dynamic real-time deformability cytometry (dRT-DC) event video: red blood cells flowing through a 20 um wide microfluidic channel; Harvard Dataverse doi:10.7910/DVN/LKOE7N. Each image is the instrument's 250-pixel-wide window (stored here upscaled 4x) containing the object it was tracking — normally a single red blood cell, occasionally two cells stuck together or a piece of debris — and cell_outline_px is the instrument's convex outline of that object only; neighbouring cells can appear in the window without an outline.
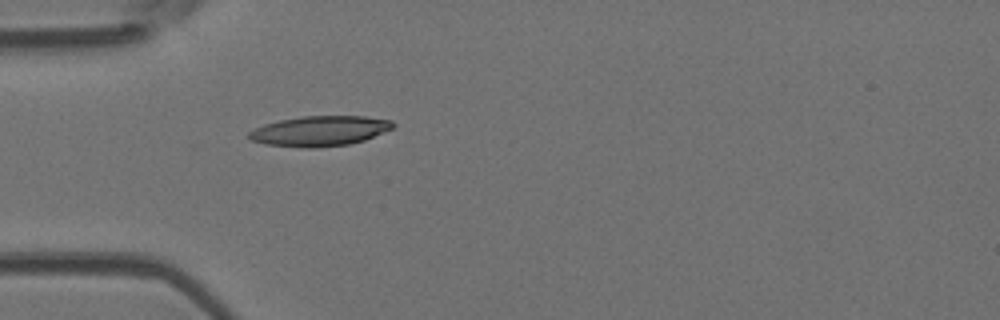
{"species": "Egyptian fruit bat (a non-hibernating species)", "species_latin": "Rousettus aegyptiacus", "temperature_condition": "room temperature", "stored_images_in_passage": 3, "camera_frame_rate_fps": 3000, "um_per_image_px": 0.085, "animal": {"sex": "female"}, "frame": {"image": 1, "passage_image": 3, "time_ms": 2.333, "image_size_px": [1000, 320], "cell_outline_px": [[396, 124], [392, 128], [364, 140], [348, 144], [312, 148], [304, 148], [268, 144], [252, 140], [248, 136], [248, 132], [264, 124], [280, 120], [304, 116], [364, 116], [392, 120]], "centroid_in_image_um": [27.19, 11.12], "position_along_channel_um": 57.8, "area_um2": 25.03}}